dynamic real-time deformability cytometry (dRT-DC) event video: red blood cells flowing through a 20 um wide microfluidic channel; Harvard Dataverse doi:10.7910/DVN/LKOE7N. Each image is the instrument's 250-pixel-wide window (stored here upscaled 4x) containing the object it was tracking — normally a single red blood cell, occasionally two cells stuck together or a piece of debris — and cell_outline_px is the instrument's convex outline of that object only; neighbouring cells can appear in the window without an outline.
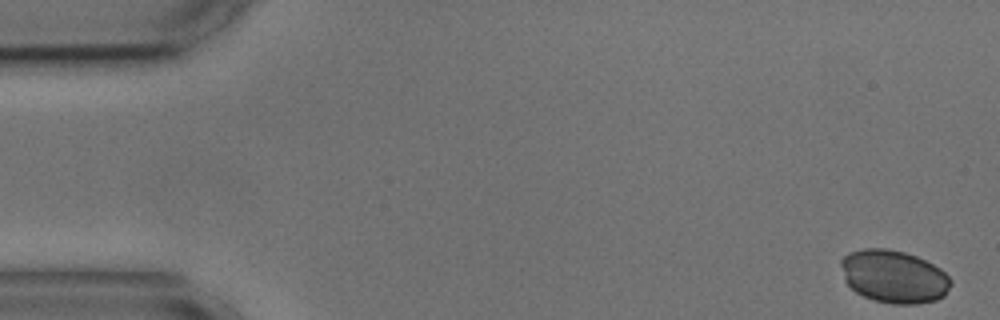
{"species": "common noctule bat (a hibernating species)", "species_latin": "Nyctalus noctula", "temperature_condition": "cold", "stored_images_in_passage": 55, "camera_frame_rate_fps": 3000, "um_per_image_px": 0.085, "animal": {"sex": "male", "body_mass_g": 17.9, "forearm_length_mm": 54.2}, "frame": {"image": 1, "passage_image": 1, "time_ms": 0.0, "image_size_px": [1000, 320], "cell_outline_px": [[952, 284], [944, 296], [936, 300], [916, 304], [892, 304], [872, 300], [856, 292], [844, 280], [840, 264], [840, 260], [848, 252], [864, 248], [884, 248], [904, 252], [916, 256], [940, 268], [952, 280]], "centroid_in_image_um": [75.96, 23.51], "position_along_channel_um": 9.0, "area_um2": 33.99}}
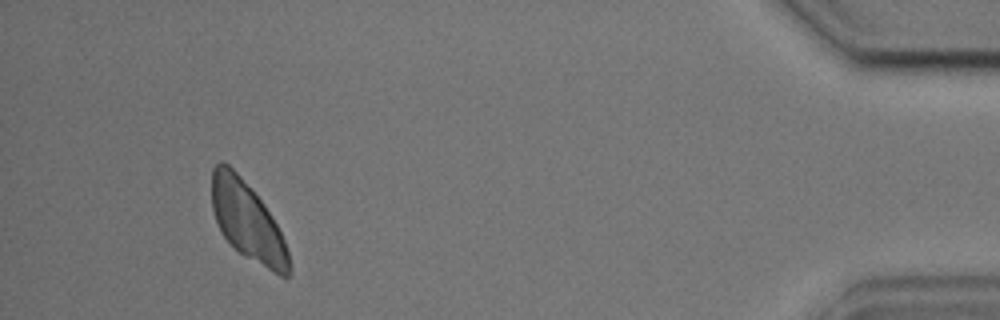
{"frame": {"image": 2, "passage_image": 51, "time_ms": 16.667, "image_size_px": [1000, 320], "cell_outline_px": [[292, 268], [288, 276], [280, 276], [244, 256], [220, 232], [212, 208], [212, 168], [220, 160], [224, 160], [240, 176], [264, 204], [272, 216], [284, 240], [292, 264]], "centroid_in_image_um": [21.04, 18.8], "position_along_channel_um": 414.2, "area_um2": 35.08}}